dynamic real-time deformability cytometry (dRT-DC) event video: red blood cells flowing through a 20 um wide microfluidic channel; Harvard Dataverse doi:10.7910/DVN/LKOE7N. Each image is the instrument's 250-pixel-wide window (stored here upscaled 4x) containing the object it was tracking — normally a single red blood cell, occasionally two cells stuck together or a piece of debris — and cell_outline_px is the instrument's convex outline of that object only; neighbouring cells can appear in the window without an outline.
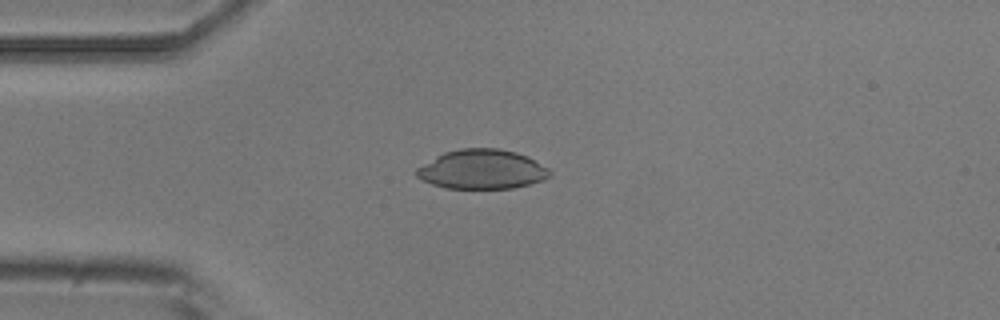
{"species": "common noctule bat (a hibernating species)", "species_latin": "Nyctalus noctula", "temperature_condition": "room temperature", "stored_images_in_passage": 5, "camera_frame_rate_fps": 3000, "um_per_image_px": 0.085, "animal": {"sex": "male", "body_mass_g": 20.5, "forearm_length_mm": 52.5}, "frame": {"image": 1, "passage_image": 3, "time_ms": 2.667, "image_size_px": [1000, 320], "cell_outline_px": [[552, 176], [544, 180], [512, 188], [444, 188], [420, 180], [412, 172], [416, 168], [436, 156], [444, 152], [460, 148], [496, 148], [516, 152], [548, 168], [552, 172]], "centroid_in_image_um": [40.91, 14.4], "position_along_channel_um": 44.1, "area_um2": 30.63}}
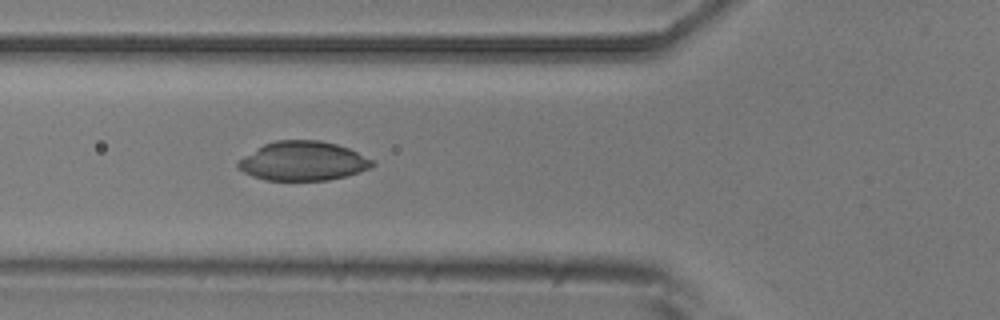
{"frame": {"image": 2, "passage_image": 5, "time_ms": 4.667, "image_size_px": [1000, 320], "cell_outline_px": [[376, 164], [372, 168], [360, 172], [328, 180], [268, 180], [252, 176], [244, 172], [236, 164], [244, 156], [256, 148], [264, 144], [276, 140], [320, 140], [336, 144], [348, 148], [376, 160]], "centroid_in_image_um": [25.81, 13.68], "position_along_channel_um": 100.0, "area_um2": 30.69}}